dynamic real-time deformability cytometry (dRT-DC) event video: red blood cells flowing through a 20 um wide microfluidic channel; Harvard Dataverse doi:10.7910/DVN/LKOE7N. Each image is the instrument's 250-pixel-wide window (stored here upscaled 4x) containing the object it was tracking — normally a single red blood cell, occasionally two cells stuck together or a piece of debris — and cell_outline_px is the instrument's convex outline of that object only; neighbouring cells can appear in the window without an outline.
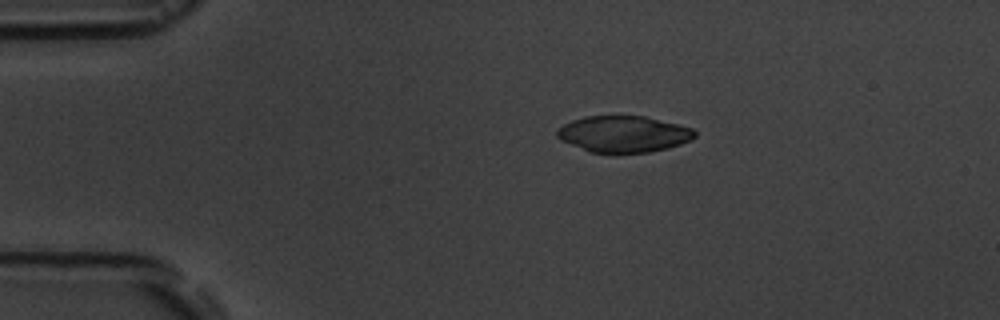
{"species": "common noctule bat (a hibernating species)", "species_latin": "Nyctalus noctula", "temperature_condition": "room temperature", "stored_images_in_passage": 4, "camera_frame_rate_fps": 3000, "um_per_image_px": 0.085, "animal": {"sex": "male", "body_mass_g": 19.5, "forearm_length_mm": 54.6}, "frame": {"image": 1, "passage_image": 2, "time_ms": 1.0, "image_size_px": [1000, 320], "cell_outline_px": [[696, 136], [692, 140], [668, 148], [648, 152], [588, 152], [560, 140], [556, 136], [556, 128], [572, 120], [584, 116], [644, 116], [692, 128], [696, 132]], "centroid_in_image_um": [52.97, 11.39], "position_along_channel_um": 32.0, "area_um2": 29.13}}